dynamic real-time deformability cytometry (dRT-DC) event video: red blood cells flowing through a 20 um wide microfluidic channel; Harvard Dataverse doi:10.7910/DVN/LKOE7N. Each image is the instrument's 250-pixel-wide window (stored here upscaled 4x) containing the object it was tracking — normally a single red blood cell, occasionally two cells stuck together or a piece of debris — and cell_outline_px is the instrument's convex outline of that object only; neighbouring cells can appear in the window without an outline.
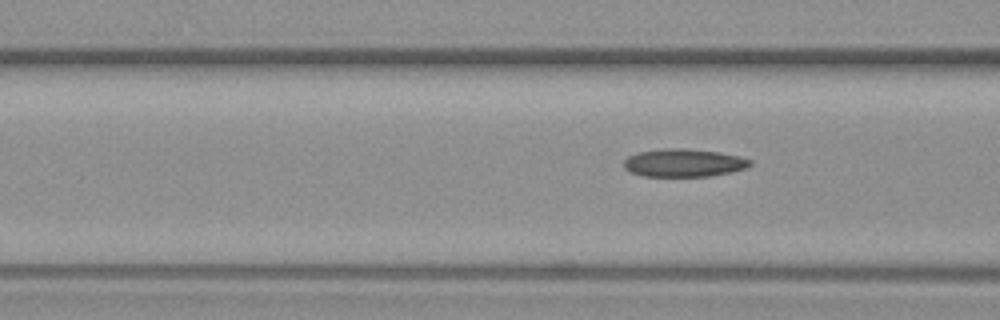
{"species": "common noctule bat (a hibernating species)", "species_latin": "Nyctalus noctula", "temperature_condition": "warm", "stored_images_in_passage": 4, "camera_frame_rate_fps": 3000, "um_per_image_px": 0.085, "animal": {"sex": "female", "body_mass_g": 19.3, "forearm_length_mm": 54.1}, "frame": {"image": 1, "passage_image": 3, "time_ms": 3.333, "image_size_px": [1000, 320], "cell_outline_px": [[752, 164], [744, 168], [732, 172], [712, 176], [644, 176], [632, 172], [624, 168], [624, 160], [628, 156], [636, 152], [664, 148], [688, 148], [720, 152], [740, 156], [752, 160]], "centroid_in_image_um": [58.13, 13.83], "position_along_channel_um": 108.5, "area_um2": 20.75}}